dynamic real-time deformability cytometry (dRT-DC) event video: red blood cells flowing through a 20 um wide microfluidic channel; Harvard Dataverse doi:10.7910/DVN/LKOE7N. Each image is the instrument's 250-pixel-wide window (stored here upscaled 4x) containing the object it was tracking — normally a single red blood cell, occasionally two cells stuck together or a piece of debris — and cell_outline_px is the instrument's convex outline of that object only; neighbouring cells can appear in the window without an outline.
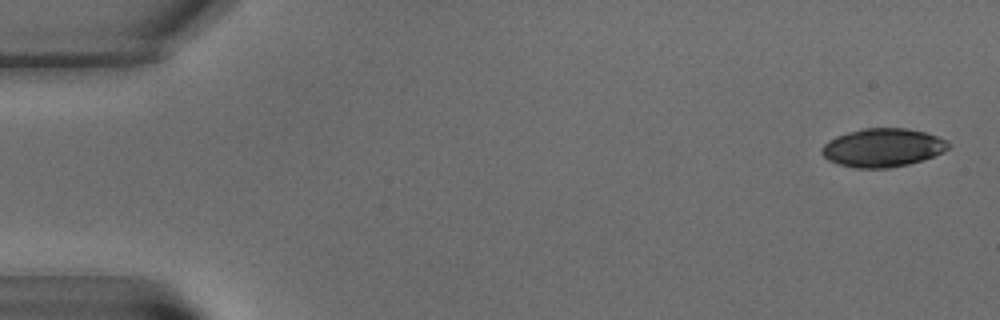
{"species": "common noctule bat (a hibernating species)", "species_latin": "Nyctalus noctula", "temperature_condition": "warm", "stored_images_in_passage": 6, "camera_frame_rate_fps": 3000, "um_per_image_px": 0.085, "animal": {"sex": "male", "body_mass_g": 15.6}, "frame": {"image": 1, "passage_image": 1, "time_ms": 0.0, "image_size_px": [1000, 320], "cell_outline_px": [[948, 148], [932, 156], [908, 164], [888, 168], [856, 168], [840, 164], [828, 160], [820, 152], [820, 148], [828, 140], [836, 136], [848, 132], [864, 128], [908, 128], [924, 132], [936, 136], [944, 140], [948, 144]], "centroid_in_image_um": [74.96, 12.54], "position_along_channel_um": 10.0, "area_um2": 28.03}}